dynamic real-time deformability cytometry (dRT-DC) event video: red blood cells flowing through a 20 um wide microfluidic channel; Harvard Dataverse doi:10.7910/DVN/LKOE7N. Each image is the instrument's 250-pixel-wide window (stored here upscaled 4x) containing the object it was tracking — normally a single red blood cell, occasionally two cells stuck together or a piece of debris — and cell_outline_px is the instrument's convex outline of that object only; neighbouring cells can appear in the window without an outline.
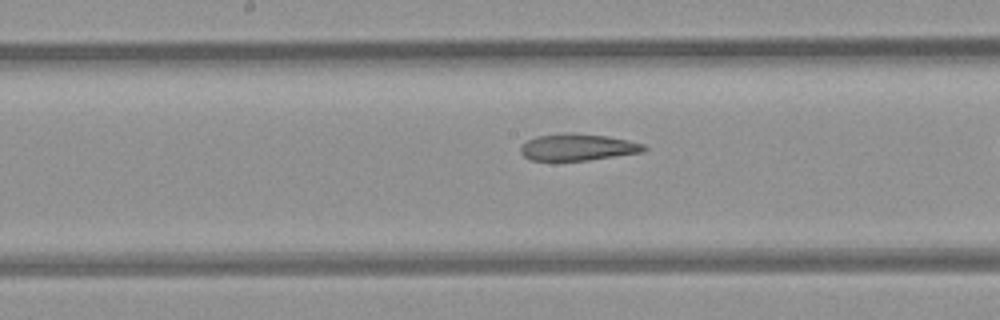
{"species": "common noctule bat (a hibernating species)", "species_latin": "Nyctalus noctula", "temperature_condition": "room temperature", "stored_images_in_passage": 26, "camera_frame_rate_fps": 3000, "um_per_image_px": 0.085, "animal": {"sex": "female", "body_mass_g": 21.9}, "frame": {"image": 1, "passage_image": 12, "time_ms": 3.667, "image_size_px": [1000, 320], "cell_outline_px": [[648, 148], [644, 152], [588, 160], [528, 160], [520, 152], [520, 148], [528, 140], [536, 136], [608, 136], [628, 140], [644, 144]], "centroid_in_image_um": [49.16, 12.56], "position_along_channel_um": 199.0, "area_um2": 18.21}}
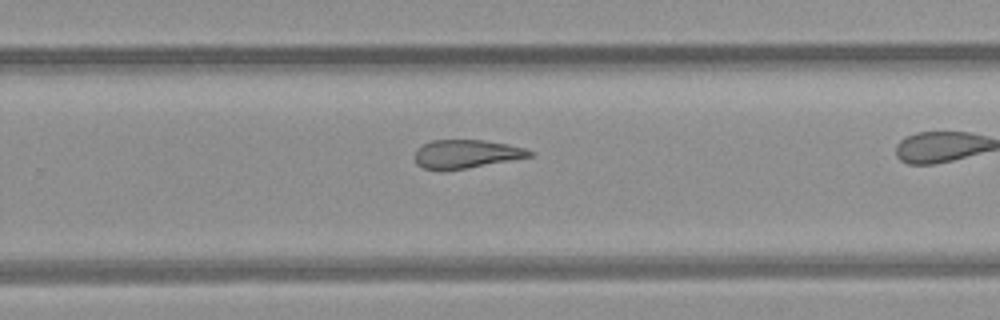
{"frame": {"image": 2, "passage_image": 19, "time_ms": 6.0, "image_size_px": [1000, 320], "cell_outline_px": [[536, 152], [532, 156], [464, 168], [424, 168], [416, 164], [416, 148], [432, 140], [484, 140], [508, 144], [524, 148]], "centroid_in_image_um": [39.66, 13.05], "position_along_channel_um": 290.1, "area_um2": 18.44}}
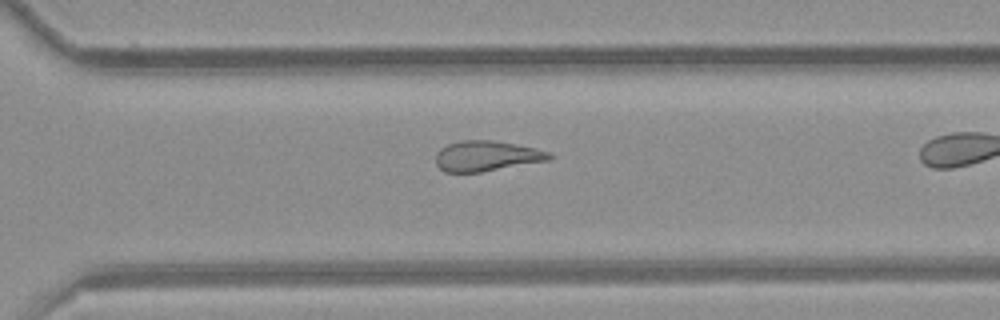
{"frame": {"image": 3, "passage_image": 22, "time_ms": 7.0, "image_size_px": [1000, 320], "cell_outline_px": [[552, 156], [548, 160], [480, 172], [444, 172], [436, 164], [436, 152], [440, 148], [448, 144], [460, 140], [492, 140], [516, 144], [536, 148], [548, 152]], "centroid_in_image_um": [41.31, 13.25], "position_along_channel_um": 329.3, "area_um2": 19.94}}